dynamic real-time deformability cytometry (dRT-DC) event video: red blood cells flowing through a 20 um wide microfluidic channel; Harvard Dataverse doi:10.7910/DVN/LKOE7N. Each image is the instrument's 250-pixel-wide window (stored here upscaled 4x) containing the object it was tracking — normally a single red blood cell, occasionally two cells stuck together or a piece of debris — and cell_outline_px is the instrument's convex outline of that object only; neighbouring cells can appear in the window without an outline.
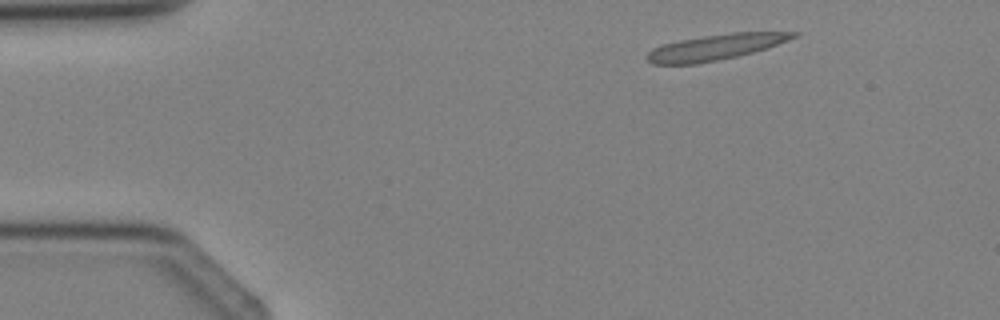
{"species": "Egyptian fruit bat (a non-hibernating species)", "species_latin": "Rousettus aegyptiacus", "temperature_condition": "cold", "stored_images_in_passage": 3, "camera_frame_rate_fps": 3000, "um_per_image_px": 0.085, "animal": {"sex": "female"}, "frame": {"image": 1, "passage_image": 1, "time_ms": 0.0, "image_size_px": [1000, 320], "cell_outline_px": [[800, 36], [768, 48], [736, 56], [696, 64], [652, 64], [644, 56], [652, 48], [664, 44], [680, 40], [704, 36], [732, 32], [800, 32]], "centroid_in_image_um": [60.84, 4.0], "position_along_channel_um": 24.2, "area_um2": 21.85}}